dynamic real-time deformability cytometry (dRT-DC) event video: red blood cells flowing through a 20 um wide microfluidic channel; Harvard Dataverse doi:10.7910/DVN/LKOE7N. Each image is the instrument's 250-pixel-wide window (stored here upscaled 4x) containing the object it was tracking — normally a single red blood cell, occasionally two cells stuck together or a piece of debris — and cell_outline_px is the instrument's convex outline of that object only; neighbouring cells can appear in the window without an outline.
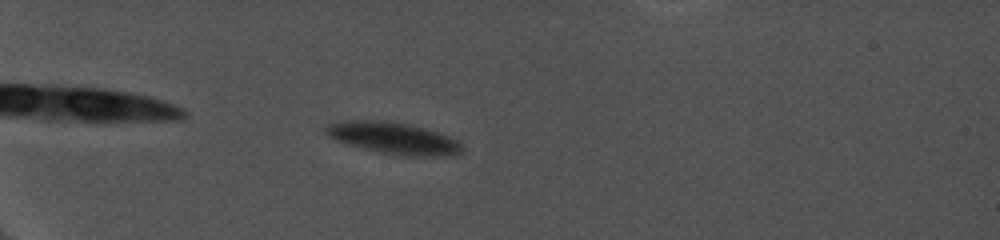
{"species": "common noctule bat (a hibernating species)", "species_latin": "Nyctalus noctula", "temperature_condition": "cold", "stored_images_in_passage": 24, "camera_frame_rate_fps": 5000, "um_per_image_px": 0.085, "animal": {"sex": "female", "body_mass_g": 19.0, "forearm_length_mm": 56.7}, "frame": {"image": 1, "passage_image": 6, "time_ms": 1.6, "image_size_px": [1000, 240], "cell_outline_px": [[464, 148], [456, 156], [404, 156], [380, 152], [360, 148], [336, 140], [328, 136], [324, 132], [324, 128], [328, 124], [344, 120], [380, 120], [408, 124], [424, 128], [460, 140]], "centroid_in_image_um": [33.46, 11.75], "position_along_channel_um": 51.5, "area_um2": 25.37}}
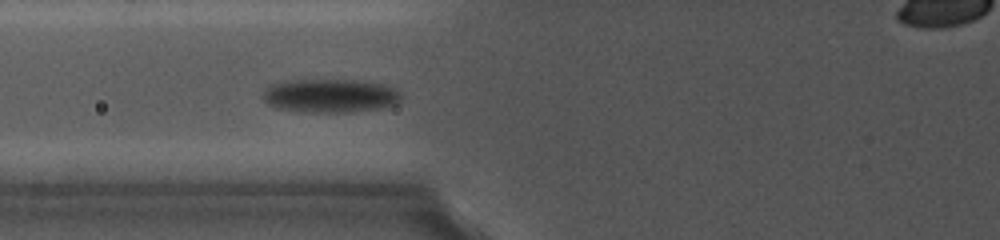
{"frame": {"image": 2, "passage_image": 14, "time_ms": 4.2, "image_size_px": [1000, 240], "cell_outline_px": [[404, 96], [396, 104], [380, 108], [352, 112], [300, 112], [276, 108], [268, 104], [264, 100], [264, 92], [272, 84], [280, 80], [304, 76], [360, 80], [380, 84], [396, 88]], "centroid_in_image_um": [28.03, 8.08], "position_along_channel_um": 97.8, "area_um2": 28.5}}
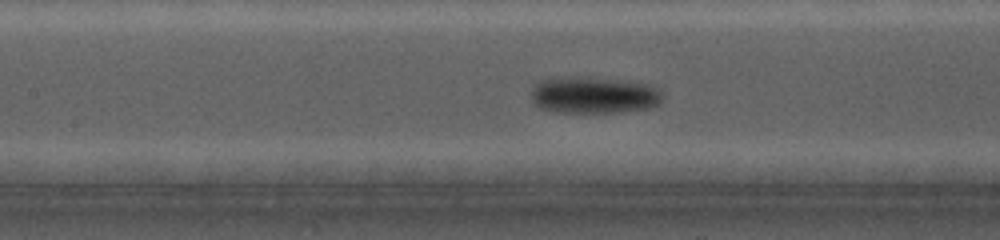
{"frame": {"image": 3, "passage_image": 19, "time_ms": 5.8, "image_size_px": [1000, 240], "cell_outline_px": [[664, 96], [660, 104], [648, 108], [620, 112], [556, 112], [540, 108], [532, 104], [532, 88], [540, 80], [560, 76], [576, 76], [624, 80], [652, 84], [660, 88]], "centroid_in_image_um": [50.5, 8.06], "position_along_channel_um": 156.9, "area_um2": 28.78}}